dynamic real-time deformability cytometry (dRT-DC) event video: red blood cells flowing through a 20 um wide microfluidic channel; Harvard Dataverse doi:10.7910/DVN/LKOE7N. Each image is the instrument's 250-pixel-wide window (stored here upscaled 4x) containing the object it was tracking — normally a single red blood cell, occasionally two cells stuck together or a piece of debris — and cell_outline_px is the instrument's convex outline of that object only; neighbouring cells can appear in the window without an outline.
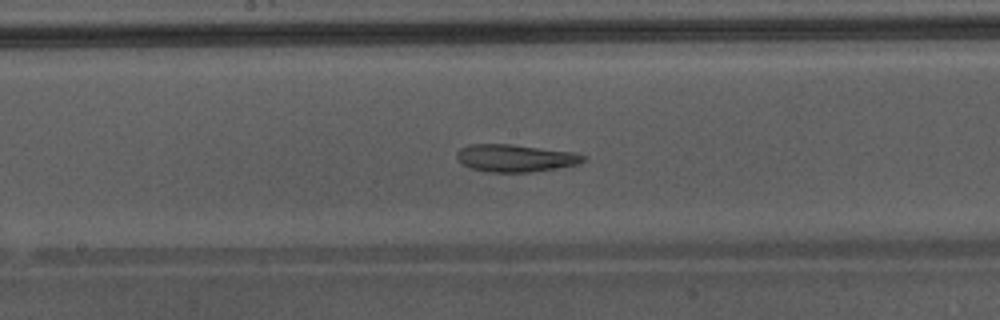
{"species": "Egyptian fruit bat (a non-hibernating species)", "species_latin": "Rousettus aegyptiacus", "temperature_condition": "warm", "stored_images_in_passage": 49, "camera_frame_rate_fps": 3000, "um_per_image_px": 0.085, "animal": {"sex": "male"}, "frame": {"image": 1, "passage_image": 28, "time_ms": 9.0, "image_size_px": [1000, 320], "cell_outline_px": [[588, 160], [576, 164], [532, 172], [492, 172], [472, 168], [464, 164], [456, 156], [456, 152], [460, 148], [468, 144], [512, 144], [576, 152], [588, 156]], "centroid_in_image_um": [43.86, 13.42], "position_along_channel_um": 204.3, "area_um2": 20.23}, "authors_computed_cell_mechanics": {"area_um2": 24.854, "velocity_mm_per_s": 4.3158, "shape_relaxation_time_tau1_ms": null, "shape_relaxation_time_tau2_ms": 2.0336, "deformation_change_tau1": null, "deformation_change_tau2": 0.1047}}